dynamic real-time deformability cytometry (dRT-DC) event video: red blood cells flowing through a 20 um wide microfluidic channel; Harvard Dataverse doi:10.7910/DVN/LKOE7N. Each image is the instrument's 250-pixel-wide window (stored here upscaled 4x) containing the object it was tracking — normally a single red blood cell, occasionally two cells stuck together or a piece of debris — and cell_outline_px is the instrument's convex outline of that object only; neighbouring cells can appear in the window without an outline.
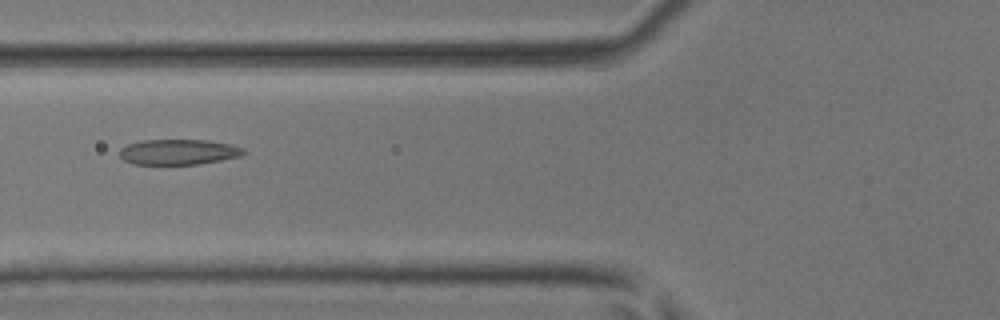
{"species": "common noctule bat (a hibernating species)", "species_latin": "Nyctalus noctula", "temperature_condition": "room temperature", "stored_images_in_passage": 7, "camera_frame_rate_fps": 3000, "um_per_image_px": 0.085, "animal": {"sex": "male", "body_mass_g": 17.9, "forearm_length_mm": 54.2}, "frame": {"image": 1, "passage_image": 6, "time_ms": 1.667, "image_size_px": [1000, 320], "cell_outline_px": [[248, 152], [240, 156], [200, 164], [132, 164], [124, 160], [120, 156], [120, 148], [128, 144], [144, 140], [208, 140], [232, 144], [244, 148]], "centroid_in_image_um": [15.21, 12.91], "position_along_channel_um": 110.6, "area_um2": 18.44}}
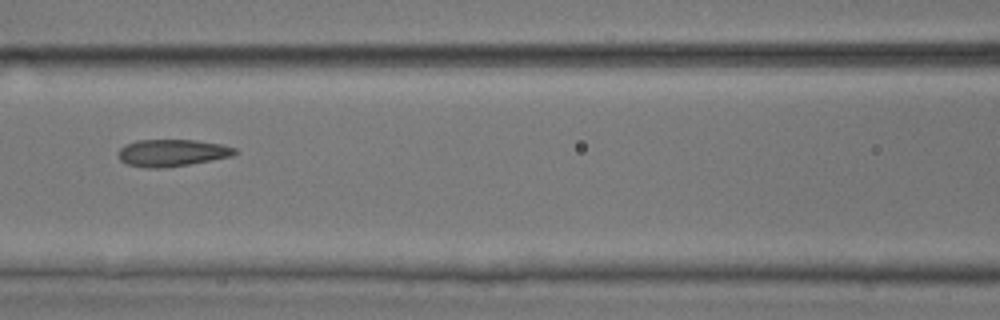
{"frame": {"image": 2, "passage_image": 7, "time_ms": 2.0, "image_size_px": [1000, 320], "cell_outline_px": [[240, 152], [232, 156], [188, 164], [164, 168], [148, 168], [128, 164], [120, 160], [120, 148], [124, 144], [136, 140], [196, 140], [220, 144], [236, 148]], "centroid_in_image_um": [14.64, 12.98], "position_along_channel_um": 152.0, "area_um2": 18.26}}